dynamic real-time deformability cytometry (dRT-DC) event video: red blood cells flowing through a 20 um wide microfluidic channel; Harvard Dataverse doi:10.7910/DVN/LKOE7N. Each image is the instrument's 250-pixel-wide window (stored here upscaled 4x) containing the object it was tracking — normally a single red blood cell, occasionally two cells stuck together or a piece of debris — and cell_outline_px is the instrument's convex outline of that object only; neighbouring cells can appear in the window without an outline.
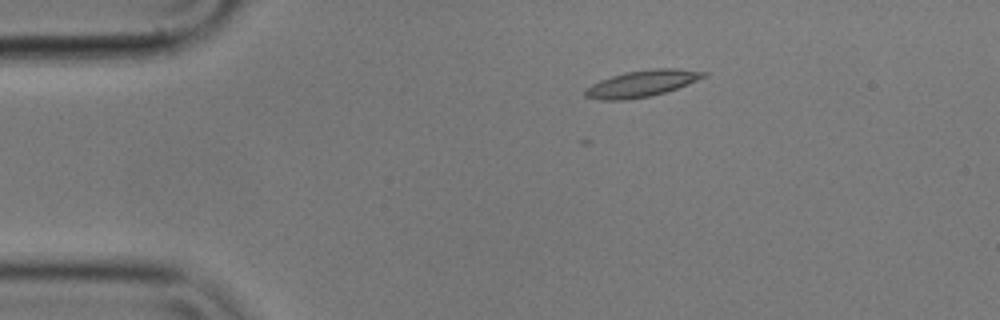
{"species": "common noctule bat (a hibernating species)", "species_latin": "Nyctalus noctula", "temperature_condition": "cold", "stored_images_in_passage": 2, "camera_frame_rate_fps": 3000, "um_per_image_px": 0.085, "animal": {"sex": "male", "body_mass_g": 17.9}, "frame": {"image": 1, "passage_image": 1, "time_ms": 0.0, "image_size_px": [1000, 320], "cell_outline_px": [[708, 76], [688, 84], [652, 96], [624, 100], [600, 100], [584, 96], [584, 92], [592, 84], [600, 80], [624, 72], [652, 68], [676, 68], [708, 72]], "centroid_in_image_um": [54.58, 7.09], "position_along_channel_um": 30.4, "area_um2": 18.32}}